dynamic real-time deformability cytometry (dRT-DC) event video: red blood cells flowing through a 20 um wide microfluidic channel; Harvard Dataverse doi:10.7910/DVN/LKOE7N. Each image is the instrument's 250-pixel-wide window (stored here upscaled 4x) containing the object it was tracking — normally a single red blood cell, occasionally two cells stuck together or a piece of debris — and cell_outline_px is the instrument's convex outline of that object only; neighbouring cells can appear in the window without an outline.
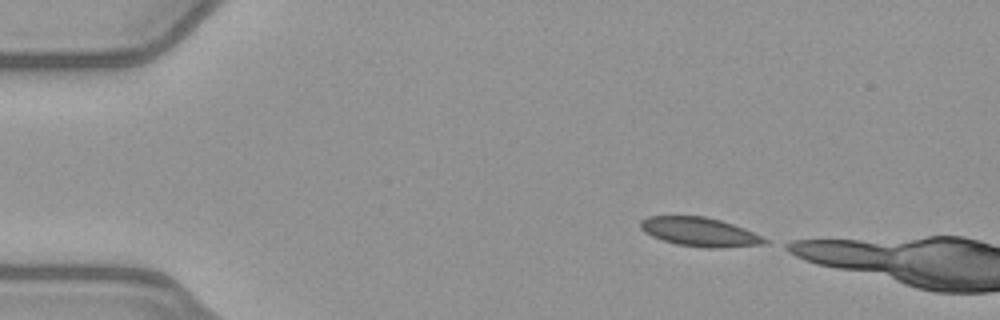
{"species": "common noctule bat (a hibernating species)", "species_latin": "Nyctalus noctula", "temperature_condition": "warm", "stored_images_in_passage": 5, "camera_frame_rate_fps": 3000, "um_per_image_px": 0.085, "animal": {"sex": "female", "body_mass_g": 21.9}, "frame": {"image": 1, "passage_image": 1, "time_ms": 0.0, "image_size_px": [1000, 320], "cell_outline_px": [[768, 240], [764, 244], [716, 248], [704, 248], [676, 244], [652, 236], [644, 232], [640, 228], [640, 220], [648, 216], [704, 216], [720, 220], [744, 228]], "centroid_in_image_um": [59.43, 19.71], "position_along_channel_um": 25.6, "area_um2": 20.75}}